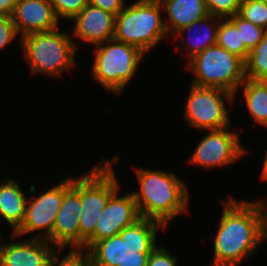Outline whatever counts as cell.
<instances>
[{
  "label": "cell",
  "instance_id": "cell-18",
  "mask_svg": "<svg viewBox=\"0 0 267 266\" xmlns=\"http://www.w3.org/2000/svg\"><path fill=\"white\" fill-rule=\"evenodd\" d=\"M26 204L27 197L18 182L12 178L0 182V216L13 227V233L24 220Z\"/></svg>",
  "mask_w": 267,
  "mask_h": 266
},
{
  "label": "cell",
  "instance_id": "cell-31",
  "mask_svg": "<svg viewBox=\"0 0 267 266\" xmlns=\"http://www.w3.org/2000/svg\"><path fill=\"white\" fill-rule=\"evenodd\" d=\"M259 206L261 214V232H262V241L265 240L267 236V205L263 204L262 200L256 201Z\"/></svg>",
  "mask_w": 267,
  "mask_h": 266
},
{
  "label": "cell",
  "instance_id": "cell-3",
  "mask_svg": "<svg viewBox=\"0 0 267 266\" xmlns=\"http://www.w3.org/2000/svg\"><path fill=\"white\" fill-rule=\"evenodd\" d=\"M159 222L140 218L119 234L97 241L89 250L91 266H146L150 253L158 247Z\"/></svg>",
  "mask_w": 267,
  "mask_h": 266
},
{
  "label": "cell",
  "instance_id": "cell-27",
  "mask_svg": "<svg viewBox=\"0 0 267 266\" xmlns=\"http://www.w3.org/2000/svg\"><path fill=\"white\" fill-rule=\"evenodd\" d=\"M210 15L228 18L239 12L241 0H205Z\"/></svg>",
  "mask_w": 267,
  "mask_h": 266
},
{
  "label": "cell",
  "instance_id": "cell-7",
  "mask_svg": "<svg viewBox=\"0 0 267 266\" xmlns=\"http://www.w3.org/2000/svg\"><path fill=\"white\" fill-rule=\"evenodd\" d=\"M96 47L92 69L94 79L108 91L120 93L135 75L145 53L114 38Z\"/></svg>",
  "mask_w": 267,
  "mask_h": 266
},
{
  "label": "cell",
  "instance_id": "cell-4",
  "mask_svg": "<svg viewBox=\"0 0 267 266\" xmlns=\"http://www.w3.org/2000/svg\"><path fill=\"white\" fill-rule=\"evenodd\" d=\"M162 9L159 0H137L125 6L115 16L113 38L146 54L168 34L161 17Z\"/></svg>",
  "mask_w": 267,
  "mask_h": 266
},
{
  "label": "cell",
  "instance_id": "cell-5",
  "mask_svg": "<svg viewBox=\"0 0 267 266\" xmlns=\"http://www.w3.org/2000/svg\"><path fill=\"white\" fill-rule=\"evenodd\" d=\"M58 29L21 37L24 58L32 73H44L52 77L69 72L76 65L77 46L69 34L61 33Z\"/></svg>",
  "mask_w": 267,
  "mask_h": 266
},
{
  "label": "cell",
  "instance_id": "cell-13",
  "mask_svg": "<svg viewBox=\"0 0 267 266\" xmlns=\"http://www.w3.org/2000/svg\"><path fill=\"white\" fill-rule=\"evenodd\" d=\"M117 193L118 190L109 198L96 222L94 233L85 241V250H89L97 241L119 234L141 218L132 193L122 197Z\"/></svg>",
  "mask_w": 267,
  "mask_h": 266
},
{
  "label": "cell",
  "instance_id": "cell-22",
  "mask_svg": "<svg viewBox=\"0 0 267 266\" xmlns=\"http://www.w3.org/2000/svg\"><path fill=\"white\" fill-rule=\"evenodd\" d=\"M245 76L258 81H267V32L260 43L249 52L245 61Z\"/></svg>",
  "mask_w": 267,
  "mask_h": 266
},
{
  "label": "cell",
  "instance_id": "cell-21",
  "mask_svg": "<svg viewBox=\"0 0 267 266\" xmlns=\"http://www.w3.org/2000/svg\"><path fill=\"white\" fill-rule=\"evenodd\" d=\"M216 45L239 56L244 61L248 59L250 51L244 44H240L239 31L227 18L219 24Z\"/></svg>",
  "mask_w": 267,
  "mask_h": 266
},
{
  "label": "cell",
  "instance_id": "cell-32",
  "mask_svg": "<svg viewBox=\"0 0 267 266\" xmlns=\"http://www.w3.org/2000/svg\"><path fill=\"white\" fill-rule=\"evenodd\" d=\"M19 0H0V15L12 16Z\"/></svg>",
  "mask_w": 267,
  "mask_h": 266
},
{
  "label": "cell",
  "instance_id": "cell-2",
  "mask_svg": "<svg viewBox=\"0 0 267 266\" xmlns=\"http://www.w3.org/2000/svg\"><path fill=\"white\" fill-rule=\"evenodd\" d=\"M140 191L133 192L140 217L152 219L167 227L168 222L188 212L186 185L173 173L135 168Z\"/></svg>",
  "mask_w": 267,
  "mask_h": 266
},
{
  "label": "cell",
  "instance_id": "cell-11",
  "mask_svg": "<svg viewBox=\"0 0 267 266\" xmlns=\"http://www.w3.org/2000/svg\"><path fill=\"white\" fill-rule=\"evenodd\" d=\"M228 126L219 130H210L198 143L190 163L205 168L222 167L237 161L246 151L240 143L236 131Z\"/></svg>",
  "mask_w": 267,
  "mask_h": 266
},
{
  "label": "cell",
  "instance_id": "cell-9",
  "mask_svg": "<svg viewBox=\"0 0 267 266\" xmlns=\"http://www.w3.org/2000/svg\"><path fill=\"white\" fill-rule=\"evenodd\" d=\"M190 88L184 115L190 126L208 131L231 126L228 114L231 110L226 108L224 97L231 103L235 95L214 87L192 84Z\"/></svg>",
  "mask_w": 267,
  "mask_h": 266
},
{
  "label": "cell",
  "instance_id": "cell-12",
  "mask_svg": "<svg viewBox=\"0 0 267 266\" xmlns=\"http://www.w3.org/2000/svg\"><path fill=\"white\" fill-rule=\"evenodd\" d=\"M63 196L64 179L61 184L48 188L37 198L33 196L32 200H29L30 203L27 200L24 220L12 236H22V234L35 233L36 230L45 229L46 233L44 235L40 232V235L37 234L34 238L47 240L51 243L55 218L60 209Z\"/></svg>",
  "mask_w": 267,
  "mask_h": 266
},
{
  "label": "cell",
  "instance_id": "cell-19",
  "mask_svg": "<svg viewBox=\"0 0 267 266\" xmlns=\"http://www.w3.org/2000/svg\"><path fill=\"white\" fill-rule=\"evenodd\" d=\"M221 17H217V16H213V15H209L201 20L195 21L194 23H192L189 26L183 27L182 29L178 30L173 37H175L176 39V35H181L182 34V41L185 40V37H183V33L185 32H193L195 34H192L189 38V46H188V57L189 59H192L195 55H197L198 53H201L203 51H205L206 49H208L211 46L216 45V39H217V32H218V26L214 25L212 26L210 22H212L213 20H220L221 21ZM211 20V21H210ZM210 21V22H209ZM200 24H203V26L205 25V28L207 29L205 31V33L203 34L201 31L202 29H199L197 26H199ZM202 26V25H201ZM214 27V29H212ZM194 29V31H193ZM207 32V33H206ZM202 33V34H201ZM196 37H194V36Z\"/></svg>",
  "mask_w": 267,
  "mask_h": 266
},
{
  "label": "cell",
  "instance_id": "cell-33",
  "mask_svg": "<svg viewBox=\"0 0 267 266\" xmlns=\"http://www.w3.org/2000/svg\"><path fill=\"white\" fill-rule=\"evenodd\" d=\"M263 180L267 181V151L264 157V165H263V170H262V175H261Z\"/></svg>",
  "mask_w": 267,
  "mask_h": 266
},
{
  "label": "cell",
  "instance_id": "cell-30",
  "mask_svg": "<svg viewBox=\"0 0 267 266\" xmlns=\"http://www.w3.org/2000/svg\"><path fill=\"white\" fill-rule=\"evenodd\" d=\"M88 3L115 16L125 7V0H88Z\"/></svg>",
  "mask_w": 267,
  "mask_h": 266
},
{
  "label": "cell",
  "instance_id": "cell-10",
  "mask_svg": "<svg viewBox=\"0 0 267 266\" xmlns=\"http://www.w3.org/2000/svg\"><path fill=\"white\" fill-rule=\"evenodd\" d=\"M81 177L64 179V196L56 215L51 244L58 250L80 248Z\"/></svg>",
  "mask_w": 267,
  "mask_h": 266
},
{
  "label": "cell",
  "instance_id": "cell-29",
  "mask_svg": "<svg viewBox=\"0 0 267 266\" xmlns=\"http://www.w3.org/2000/svg\"><path fill=\"white\" fill-rule=\"evenodd\" d=\"M175 256L171 255L165 248L156 247L149 255L146 266H177Z\"/></svg>",
  "mask_w": 267,
  "mask_h": 266
},
{
  "label": "cell",
  "instance_id": "cell-23",
  "mask_svg": "<svg viewBox=\"0 0 267 266\" xmlns=\"http://www.w3.org/2000/svg\"><path fill=\"white\" fill-rule=\"evenodd\" d=\"M227 19L239 31L240 44H244L249 51H252L260 43L267 32L266 29L245 20L238 13Z\"/></svg>",
  "mask_w": 267,
  "mask_h": 266
},
{
  "label": "cell",
  "instance_id": "cell-6",
  "mask_svg": "<svg viewBox=\"0 0 267 266\" xmlns=\"http://www.w3.org/2000/svg\"><path fill=\"white\" fill-rule=\"evenodd\" d=\"M187 63L195 75L192 84L196 86L220 88L235 95L246 79L245 61L218 45L198 53Z\"/></svg>",
  "mask_w": 267,
  "mask_h": 266
},
{
  "label": "cell",
  "instance_id": "cell-28",
  "mask_svg": "<svg viewBox=\"0 0 267 266\" xmlns=\"http://www.w3.org/2000/svg\"><path fill=\"white\" fill-rule=\"evenodd\" d=\"M15 25L10 16L0 15V50L17 37Z\"/></svg>",
  "mask_w": 267,
  "mask_h": 266
},
{
  "label": "cell",
  "instance_id": "cell-17",
  "mask_svg": "<svg viewBox=\"0 0 267 266\" xmlns=\"http://www.w3.org/2000/svg\"><path fill=\"white\" fill-rule=\"evenodd\" d=\"M163 10H166L168 23L165 22L167 32L171 36L189 26L195 21L209 16L205 0H159Z\"/></svg>",
  "mask_w": 267,
  "mask_h": 266
},
{
  "label": "cell",
  "instance_id": "cell-24",
  "mask_svg": "<svg viewBox=\"0 0 267 266\" xmlns=\"http://www.w3.org/2000/svg\"><path fill=\"white\" fill-rule=\"evenodd\" d=\"M238 14L245 20L267 30V3L241 0Z\"/></svg>",
  "mask_w": 267,
  "mask_h": 266
},
{
  "label": "cell",
  "instance_id": "cell-14",
  "mask_svg": "<svg viewBox=\"0 0 267 266\" xmlns=\"http://www.w3.org/2000/svg\"><path fill=\"white\" fill-rule=\"evenodd\" d=\"M11 18L21 37L59 28L50 0H19Z\"/></svg>",
  "mask_w": 267,
  "mask_h": 266
},
{
  "label": "cell",
  "instance_id": "cell-1",
  "mask_svg": "<svg viewBox=\"0 0 267 266\" xmlns=\"http://www.w3.org/2000/svg\"><path fill=\"white\" fill-rule=\"evenodd\" d=\"M214 237V260L211 266H237L250 257L262 242L261 214L258 203L241 202L230 197Z\"/></svg>",
  "mask_w": 267,
  "mask_h": 266
},
{
  "label": "cell",
  "instance_id": "cell-26",
  "mask_svg": "<svg viewBox=\"0 0 267 266\" xmlns=\"http://www.w3.org/2000/svg\"><path fill=\"white\" fill-rule=\"evenodd\" d=\"M50 3L58 19L62 17L71 21L88 4V0H50Z\"/></svg>",
  "mask_w": 267,
  "mask_h": 266
},
{
  "label": "cell",
  "instance_id": "cell-20",
  "mask_svg": "<svg viewBox=\"0 0 267 266\" xmlns=\"http://www.w3.org/2000/svg\"><path fill=\"white\" fill-rule=\"evenodd\" d=\"M242 84L249 113L256 122L267 127V81L246 78Z\"/></svg>",
  "mask_w": 267,
  "mask_h": 266
},
{
  "label": "cell",
  "instance_id": "cell-15",
  "mask_svg": "<svg viewBox=\"0 0 267 266\" xmlns=\"http://www.w3.org/2000/svg\"><path fill=\"white\" fill-rule=\"evenodd\" d=\"M73 37L95 46L113 39L115 15L87 4L73 19Z\"/></svg>",
  "mask_w": 267,
  "mask_h": 266
},
{
  "label": "cell",
  "instance_id": "cell-25",
  "mask_svg": "<svg viewBox=\"0 0 267 266\" xmlns=\"http://www.w3.org/2000/svg\"><path fill=\"white\" fill-rule=\"evenodd\" d=\"M59 260V255L57 257L56 253L53 251L48 266H91L89 252L82 248H72L67 255H64V258Z\"/></svg>",
  "mask_w": 267,
  "mask_h": 266
},
{
  "label": "cell",
  "instance_id": "cell-8",
  "mask_svg": "<svg viewBox=\"0 0 267 266\" xmlns=\"http://www.w3.org/2000/svg\"><path fill=\"white\" fill-rule=\"evenodd\" d=\"M95 165L89 174L81 176V212L79 219L80 248L94 233L98 218L109 198L120 188L112 164L105 161Z\"/></svg>",
  "mask_w": 267,
  "mask_h": 266
},
{
  "label": "cell",
  "instance_id": "cell-34",
  "mask_svg": "<svg viewBox=\"0 0 267 266\" xmlns=\"http://www.w3.org/2000/svg\"><path fill=\"white\" fill-rule=\"evenodd\" d=\"M256 1H260V2H263V3H267V0H256Z\"/></svg>",
  "mask_w": 267,
  "mask_h": 266
},
{
  "label": "cell",
  "instance_id": "cell-16",
  "mask_svg": "<svg viewBox=\"0 0 267 266\" xmlns=\"http://www.w3.org/2000/svg\"><path fill=\"white\" fill-rule=\"evenodd\" d=\"M1 244L0 266H48L54 251L51 243L37 238Z\"/></svg>",
  "mask_w": 267,
  "mask_h": 266
}]
</instances>
